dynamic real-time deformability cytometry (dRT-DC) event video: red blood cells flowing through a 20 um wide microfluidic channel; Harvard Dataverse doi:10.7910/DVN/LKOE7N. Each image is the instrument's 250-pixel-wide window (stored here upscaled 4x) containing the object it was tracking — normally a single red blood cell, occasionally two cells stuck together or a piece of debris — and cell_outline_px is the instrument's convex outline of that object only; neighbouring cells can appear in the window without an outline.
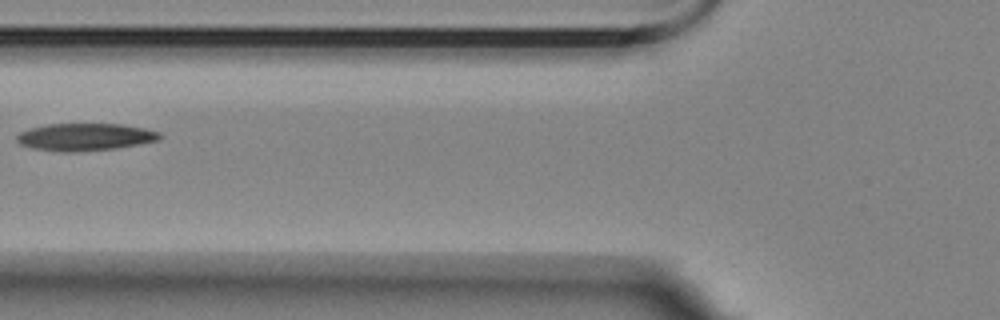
{"species": "Egyptian fruit bat (a non-hibernating species)", "species_latin": "Rousettus aegyptiacus", "temperature_condition": "room temperature", "stored_images_in_passage": 12, "segment_of_instrument_passage": [1, 2], "camera_frame_rate_fps": 3000, "um_per_image_px": 0.085, "animal": {"sex": "female"}, "frame": {"image": 1, "passage_image": 2, "time_ms": 1.333, "image_size_px": [1000, 320], "cell_outline_px": [[164, 136], [160, 140], [140, 144], [116, 148], [76, 152], [60, 152], [32, 148], [20, 144], [16, 140], [16, 136], [20, 132], [28, 128], [48, 124], [120, 124], [144, 128], [160, 132]], "centroid_in_image_um": [7.24, 11.64], "position_along_channel_um": 118.6, "area_um2": 23.0}}
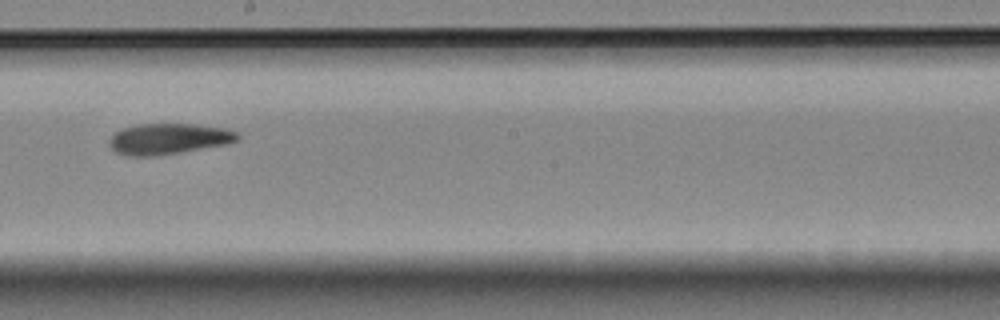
{"frame": {"image": 2, "passage_image": 5, "time_ms": 4.667, "image_size_px": [1000, 320], "cell_outline_px": [[240, 140], [228, 144], [180, 152], [152, 156], [128, 156], [116, 152], [108, 144], [108, 140], [116, 132], [124, 128], [136, 124], [192, 124], [228, 128], [236, 132], [240, 136]], "centroid_in_image_um": [14.36, 11.8], "position_along_channel_um": 233.8, "area_um2": 23.12}}
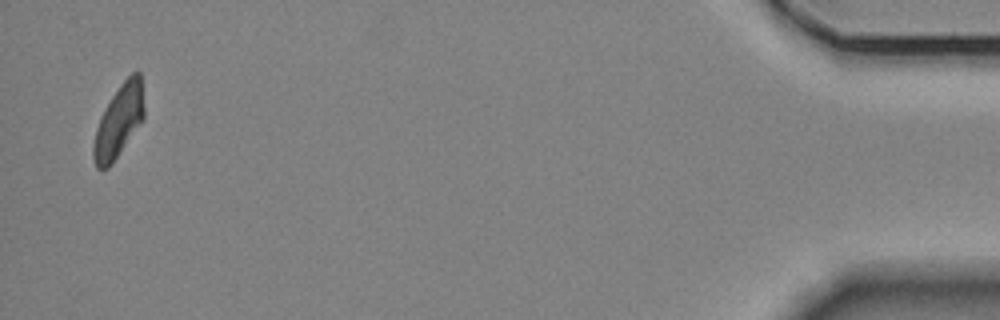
{"frame": {"image": 3, "passage_image": 11, "time_ms": 12.667, "image_size_px": [1000, 320], "cell_outline_px": [[144, 120], [112, 164], [108, 168], [96, 168], [92, 156], [92, 148], [96, 128], [100, 116], [112, 96], [120, 84], [132, 72], [140, 72], [144, 108]], "centroid_in_image_um": [10.09, 10.32], "position_along_channel_um": 425.1, "area_um2": 21.44}}